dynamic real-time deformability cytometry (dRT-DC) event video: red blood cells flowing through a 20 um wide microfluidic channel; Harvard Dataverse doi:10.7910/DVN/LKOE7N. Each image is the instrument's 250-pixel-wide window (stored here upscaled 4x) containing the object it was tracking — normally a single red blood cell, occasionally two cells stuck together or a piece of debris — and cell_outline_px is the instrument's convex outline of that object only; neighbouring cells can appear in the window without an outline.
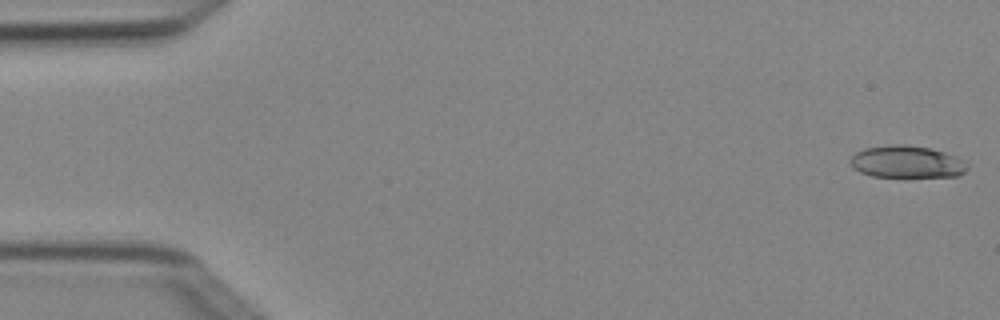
{"species": "Egyptian fruit bat (a non-hibernating species)", "species_latin": "Rousettus aegyptiacus", "temperature_condition": "cold", "stored_images_in_passage": 4, "camera_frame_rate_fps": 3000, "um_per_image_px": 0.085, "animal": {"sex": "female"}, "frame": {"image": 1, "passage_image": 1, "time_ms": 0.0, "image_size_px": [1000, 320], "cell_outline_px": [[968, 168], [964, 172], [956, 176], [872, 176], [860, 172], [852, 168], [848, 160], [856, 152], [864, 148], [892, 144], [904, 144], [928, 148], [944, 152], [956, 156], [968, 164]], "centroid_in_image_um": [77.04, 13.74], "position_along_channel_um": 8.0, "area_um2": 21.85}}
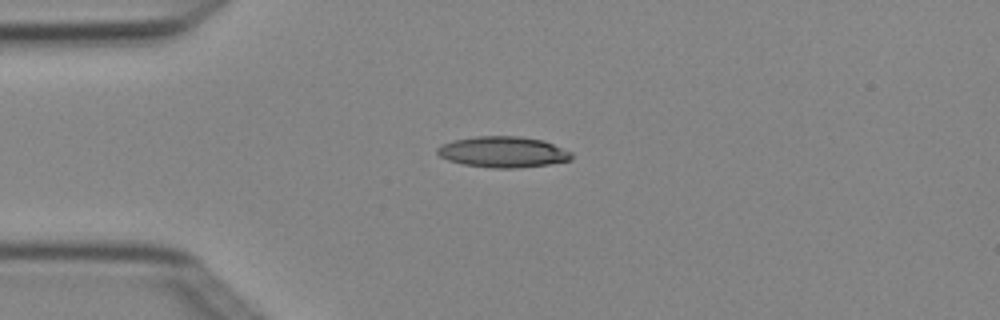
{"frame": {"image": 2, "passage_image": 4, "time_ms": 1.0, "image_size_px": [1000, 320], "cell_outline_px": [[572, 160], [548, 164], [516, 168], [492, 168], [464, 164], [448, 160], [440, 156], [436, 152], [436, 148], [452, 140], [476, 136], [520, 136], [544, 140], [572, 152]], "centroid_in_image_um": [42.77, 12.91], "position_along_channel_um": 42.2, "area_um2": 24.22}}